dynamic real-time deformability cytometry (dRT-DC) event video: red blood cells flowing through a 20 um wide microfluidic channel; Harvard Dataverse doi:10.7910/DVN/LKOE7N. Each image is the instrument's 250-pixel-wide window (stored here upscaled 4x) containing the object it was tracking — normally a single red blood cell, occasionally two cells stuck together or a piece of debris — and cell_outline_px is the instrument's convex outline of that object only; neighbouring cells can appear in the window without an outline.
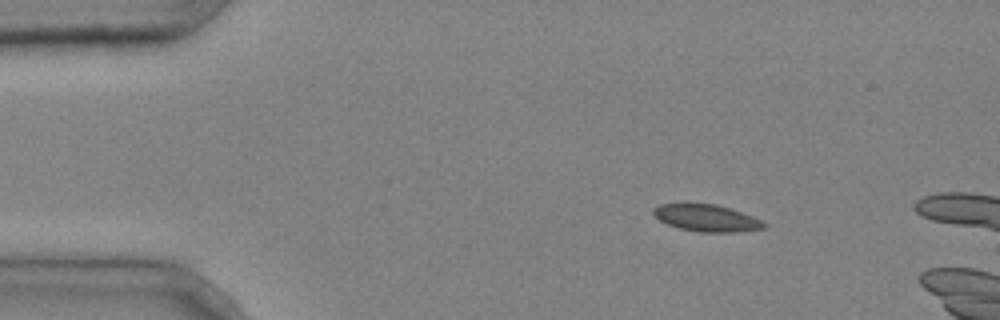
{"species": "common noctule bat (a hibernating species)", "species_latin": "Nyctalus noctula", "temperature_condition": "cold", "stored_images_in_passage": 3, "camera_frame_rate_fps": 3000, "um_per_image_px": 0.085, "animal": {"sex": "male", "body_mass_g": 20.4}, "frame": {"image": 1, "passage_image": 1, "time_ms": 0.0, "image_size_px": [1000, 320], "cell_outline_px": [[768, 224], [764, 228], [740, 232], [700, 232], [680, 228], [668, 224], [660, 220], [652, 212], [652, 208], [660, 204], [716, 204], [752, 216]], "centroid_in_image_um": [60.07, 18.54], "position_along_channel_um": 24.9, "area_um2": 17.11}}